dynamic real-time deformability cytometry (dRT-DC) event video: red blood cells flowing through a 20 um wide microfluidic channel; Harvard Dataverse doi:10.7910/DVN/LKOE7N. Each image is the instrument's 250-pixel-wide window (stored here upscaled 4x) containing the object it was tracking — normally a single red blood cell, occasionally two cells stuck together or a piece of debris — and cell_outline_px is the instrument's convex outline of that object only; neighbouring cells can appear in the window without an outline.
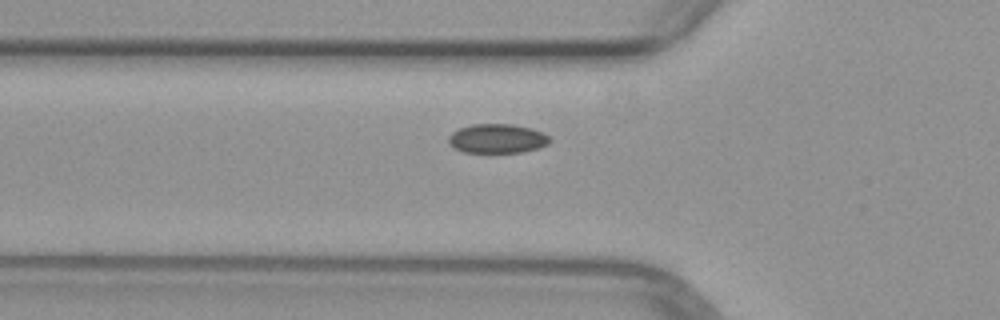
{"species": "common noctule bat (a hibernating species)", "species_latin": "Nyctalus noctula", "temperature_condition": "warm", "stored_images_in_passage": 3, "camera_frame_rate_fps": 3000, "um_per_image_px": 0.085, "animal": {"sex": "female", "body_mass_g": 29.2, "forearm_length_mm": 56.3}, "frame": {"image": 1, "passage_image": 3, "time_ms": 3.333, "image_size_px": [1000, 320], "cell_outline_px": [[552, 140], [548, 144], [536, 148], [520, 152], [464, 152], [448, 144], [448, 136], [452, 132], [460, 128], [472, 124], [512, 124], [532, 128], [544, 132]], "centroid_in_image_um": [42.27, 11.76], "position_along_channel_um": 83.5, "area_um2": 17.22}}